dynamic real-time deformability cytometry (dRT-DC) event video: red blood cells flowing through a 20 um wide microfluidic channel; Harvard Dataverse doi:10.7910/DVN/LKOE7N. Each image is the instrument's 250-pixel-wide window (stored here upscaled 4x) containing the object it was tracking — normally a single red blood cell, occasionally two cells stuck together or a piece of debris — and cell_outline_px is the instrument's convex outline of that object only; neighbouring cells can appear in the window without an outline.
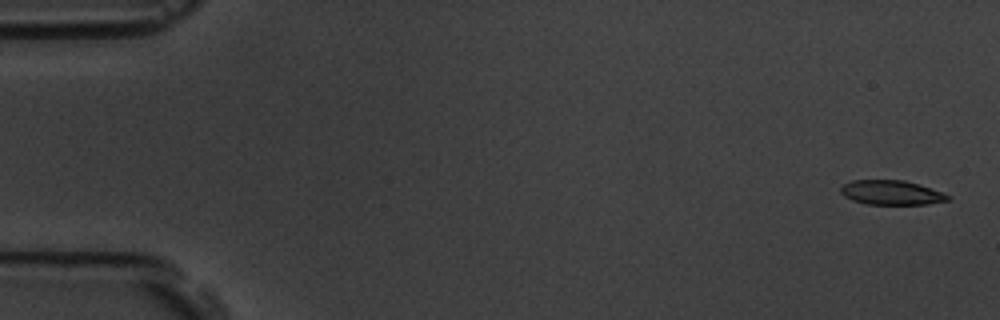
{"species": "common noctule bat (a hibernating species)", "species_latin": "Nyctalus noctula", "temperature_condition": "room temperature", "stored_images_in_passage": 5, "camera_frame_rate_fps": 3000, "um_per_image_px": 0.085, "animal": {"sex": "male", "body_mass_g": 19.5, "forearm_length_mm": 54.6}, "frame": {"image": 1, "passage_image": 1, "time_ms": 0.0, "image_size_px": [1000, 320], "cell_outline_px": [[948, 200], [928, 204], [868, 204], [852, 200], [844, 196], [840, 192], [840, 188], [844, 184], [852, 180], [904, 180], [940, 192], [948, 196]], "centroid_in_image_um": [75.69, 16.37], "position_along_channel_um": 9.3, "area_um2": 14.91}}